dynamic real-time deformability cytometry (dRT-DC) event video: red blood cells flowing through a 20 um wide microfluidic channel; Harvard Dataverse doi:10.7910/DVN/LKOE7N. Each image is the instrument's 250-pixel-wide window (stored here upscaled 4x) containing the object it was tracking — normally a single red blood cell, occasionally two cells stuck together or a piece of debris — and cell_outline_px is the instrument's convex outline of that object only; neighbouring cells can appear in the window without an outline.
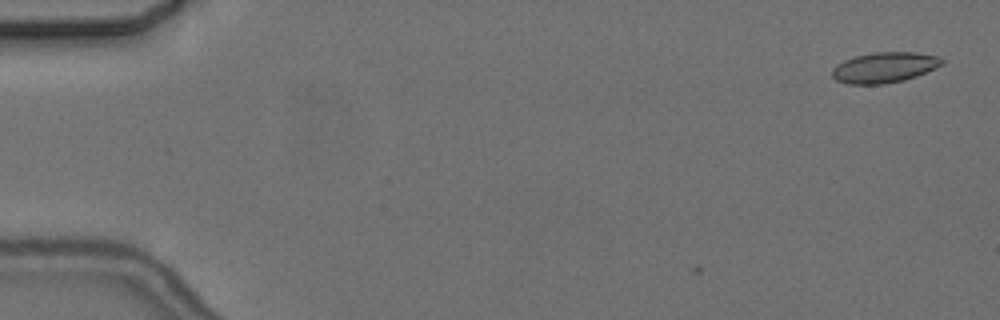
{"species": "common noctule bat (a hibernating species)", "species_latin": "Nyctalus noctula", "temperature_condition": "cold", "stored_images_in_passage": 3, "camera_frame_rate_fps": 3000, "um_per_image_px": 0.085, "animal": {"sex": "female", "body_mass_g": 24.6, "forearm_length_mm": 56.2}, "frame": {"image": 1, "passage_image": 1, "time_ms": 0.0, "image_size_px": [1000, 320], "cell_outline_px": [[944, 64], [936, 68], [916, 76], [904, 80], [884, 84], [848, 84], [836, 80], [832, 76], [832, 68], [836, 64], [844, 60], [856, 56], [872, 52], [916, 52], [936, 56], [944, 60]], "centroid_in_image_um": [75.16, 5.73], "position_along_channel_um": 9.8, "area_um2": 19.59}}